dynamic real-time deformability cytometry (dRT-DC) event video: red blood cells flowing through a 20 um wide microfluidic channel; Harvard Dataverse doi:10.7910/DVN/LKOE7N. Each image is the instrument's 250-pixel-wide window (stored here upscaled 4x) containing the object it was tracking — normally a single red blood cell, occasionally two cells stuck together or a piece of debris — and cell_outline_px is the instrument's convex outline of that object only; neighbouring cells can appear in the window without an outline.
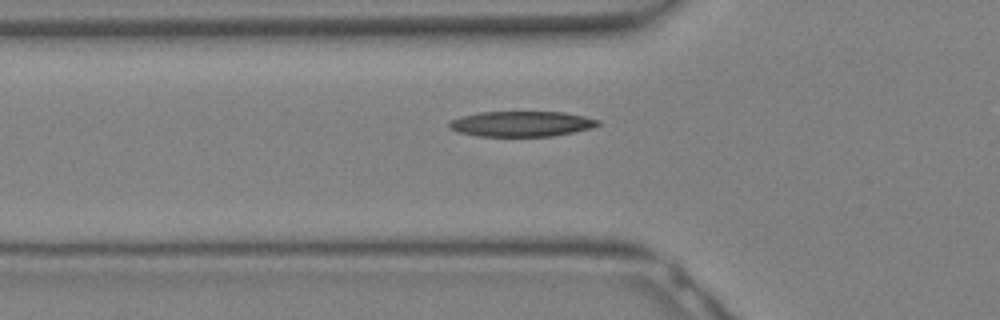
{"species": "Egyptian fruit bat (a non-hibernating species)", "species_latin": "Rousettus aegyptiacus", "temperature_condition": "warm", "stored_images_in_passage": 14, "camera_frame_rate_fps": 3000, "um_per_image_px": 0.085, "animal": {"sex": "female"}, "frame": {"image": 1, "passage_image": 2, "time_ms": 0.333, "image_size_px": [1000, 320], "cell_outline_px": [[600, 124], [592, 128], [552, 136], [476, 136], [456, 132], [448, 128], [448, 124], [452, 120], [460, 116], [480, 112], [564, 112], [584, 116], [600, 120]], "centroid_in_image_um": [44.3, 10.53], "position_along_channel_um": 81.5, "area_um2": 22.08}}
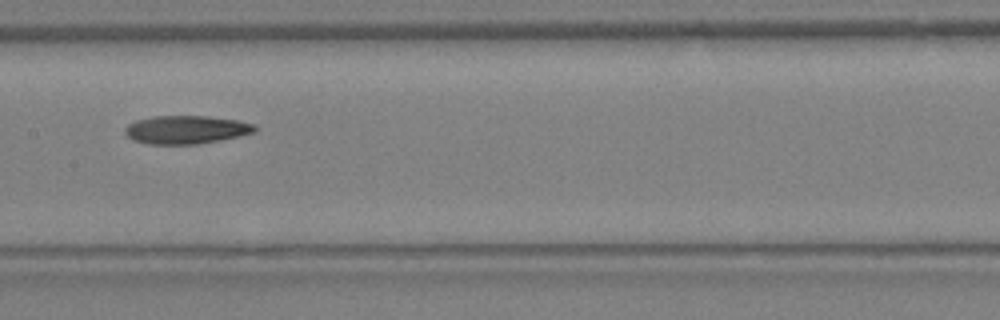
{"frame": {"image": 2, "passage_image": 7, "time_ms": 2.0, "image_size_px": [1000, 320], "cell_outline_px": [[256, 132], [240, 136], [196, 144], [148, 144], [132, 140], [124, 132], [124, 128], [128, 124], [136, 120], [152, 116], [208, 116], [240, 120], [252, 124], [256, 128]], "centroid_in_image_um": [15.8, 11.02], "position_along_channel_um": 191.6, "area_um2": 21.44}}
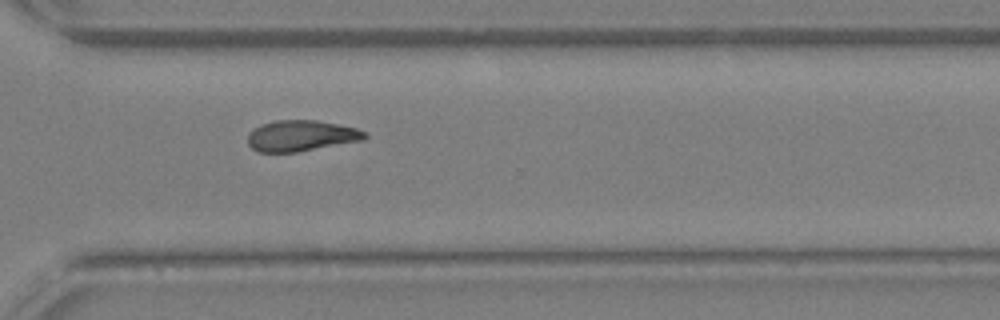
{"frame": {"image": 3, "passage_image": 14, "time_ms": 4.333, "image_size_px": [1000, 320], "cell_outline_px": [[368, 136], [364, 140], [296, 152], [256, 152], [248, 144], [248, 132], [260, 124], [276, 120], [316, 120], [356, 128], [368, 132]], "centroid_in_image_um": [25.59, 11.54], "position_along_channel_um": 345.0, "area_um2": 21.21}}